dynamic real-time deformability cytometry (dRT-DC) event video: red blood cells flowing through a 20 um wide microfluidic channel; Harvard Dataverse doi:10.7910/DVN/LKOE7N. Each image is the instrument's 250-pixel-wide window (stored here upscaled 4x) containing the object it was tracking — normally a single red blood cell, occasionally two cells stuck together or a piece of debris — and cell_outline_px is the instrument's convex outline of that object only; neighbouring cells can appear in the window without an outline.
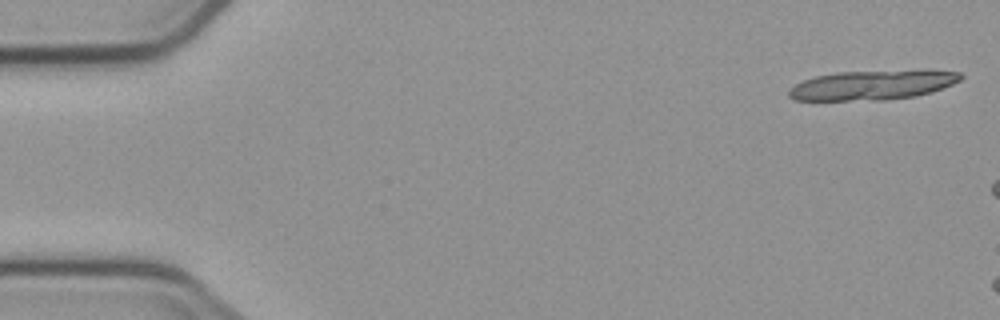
{"species": "common noctule bat (a hibernating species)", "species_latin": "Nyctalus noctula", "temperature_condition": "cold", "stored_images_in_passage": 2, "camera_frame_rate_fps": 3000, "um_per_image_px": 0.085, "animal": {"sex": "male", "body_mass_g": 23.1, "forearm_length_mm": 52.7}, "frame": {"image": 1, "passage_image": 1, "time_ms": 0.0, "image_size_px": [1000, 320], "cell_outline_px": [[964, 76], [960, 80], [952, 84], [932, 92], [916, 96], [884, 100], [796, 100], [788, 96], [788, 92], [796, 84], [804, 80], [816, 76], [840, 72], [920, 68], [960, 72]], "centroid_in_image_um": [74.27, 7.2], "position_along_channel_um": 10.7, "area_um2": 30.23}}